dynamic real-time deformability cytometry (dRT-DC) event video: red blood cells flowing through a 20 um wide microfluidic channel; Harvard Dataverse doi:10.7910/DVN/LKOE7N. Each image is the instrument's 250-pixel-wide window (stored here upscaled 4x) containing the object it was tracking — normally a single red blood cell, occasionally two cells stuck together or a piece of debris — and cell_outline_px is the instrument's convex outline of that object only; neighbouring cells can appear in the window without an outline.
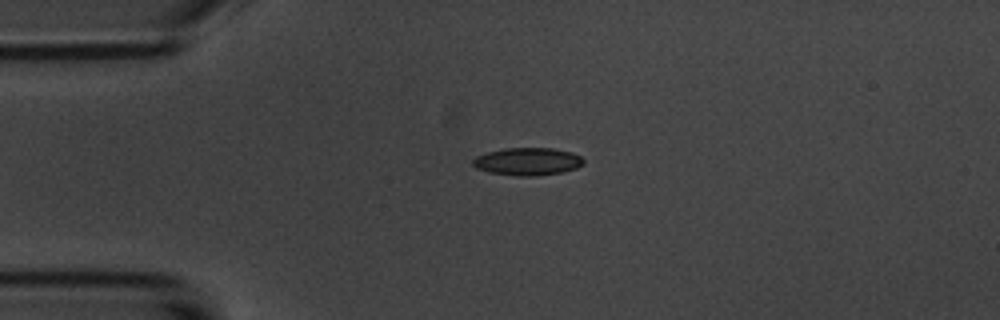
{"species": "common noctule bat (a hibernating species)", "species_latin": "Nyctalus noctula", "temperature_condition": "room temperature", "stored_images_in_passage": 5, "camera_frame_rate_fps": 3000, "um_per_image_px": 0.085, "animal": {"sex": "male", "body_mass_g": 20.1, "forearm_length_mm": 53.5}, "frame": {"image": 1, "passage_image": 5, "time_ms": 5.333, "image_size_px": [1000, 320], "cell_outline_px": [[584, 164], [576, 168], [560, 172], [536, 176], [516, 176], [488, 172], [476, 168], [472, 164], [472, 160], [476, 156], [488, 152], [504, 148], [552, 148], [572, 152], [580, 156], [584, 160]], "centroid_in_image_um": [44.83, 13.73], "position_along_channel_um": 40.2, "area_um2": 17.86}}